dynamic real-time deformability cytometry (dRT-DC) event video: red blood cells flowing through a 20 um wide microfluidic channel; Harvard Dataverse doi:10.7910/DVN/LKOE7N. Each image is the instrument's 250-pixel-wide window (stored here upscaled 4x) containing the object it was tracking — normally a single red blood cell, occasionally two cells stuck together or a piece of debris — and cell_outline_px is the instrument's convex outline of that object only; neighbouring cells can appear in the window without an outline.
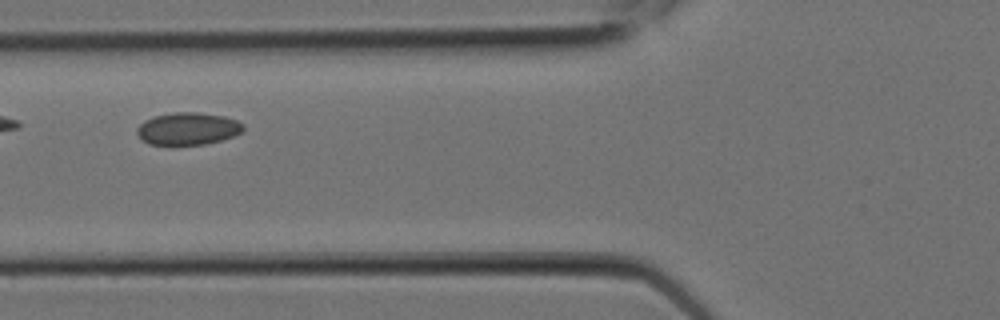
{"species": "Egyptian fruit bat (a non-hibernating species)", "species_latin": "Rousettus aegyptiacus", "temperature_condition": "room temperature", "stored_images_in_passage": 7, "camera_frame_rate_fps": 3000, "um_per_image_px": 0.085, "animal": {"sex": "female"}, "frame": {"image": 1, "passage_image": 5, "time_ms": 1.333, "image_size_px": [1000, 320], "cell_outline_px": [[244, 132], [220, 140], [204, 144], [148, 144], [136, 132], [136, 128], [144, 120], [152, 116], [172, 112], [196, 112], [224, 116], [236, 120], [244, 124]], "centroid_in_image_um": [15.97, 10.92], "position_along_channel_um": 109.8, "area_um2": 20.0}}
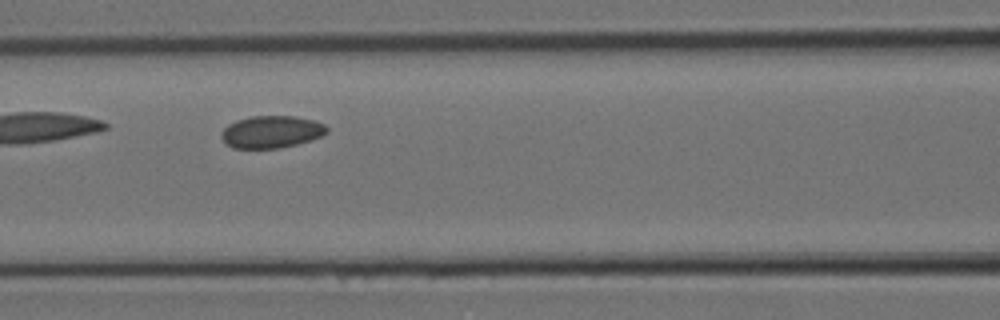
{"frame": {"image": 2, "passage_image": 6, "time_ms": 1.667, "image_size_px": [1000, 320], "cell_outline_px": [[328, 132], [320, 136], [296, 144], [280, 148], [232, 148], [220, 136], [220, 132], [228, 124], [236, 120], [252, 116], [296, 116], [312, 120], [324, 124], [328, 128]], "centroid_in_image_um": [23.04, 11.2], "position_along_channel_um": 143.6, "area_um2": 19.71}}